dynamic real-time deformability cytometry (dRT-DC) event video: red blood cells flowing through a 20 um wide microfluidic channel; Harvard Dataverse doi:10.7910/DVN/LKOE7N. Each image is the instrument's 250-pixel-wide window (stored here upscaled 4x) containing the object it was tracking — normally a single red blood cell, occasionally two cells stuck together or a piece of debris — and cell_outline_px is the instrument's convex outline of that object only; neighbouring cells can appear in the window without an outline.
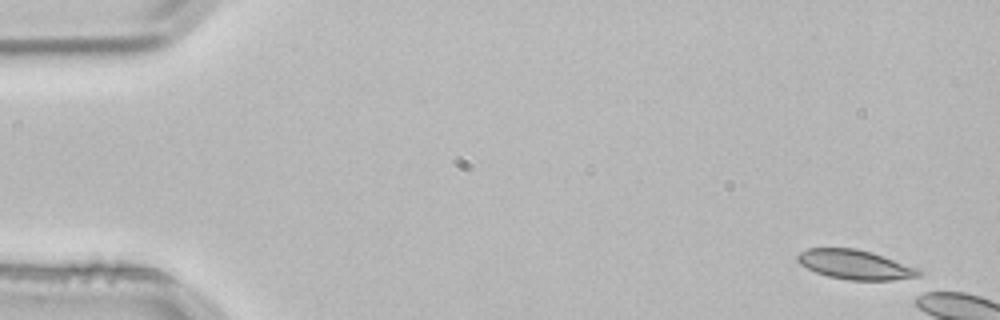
{"species": "common noctule bat (a hibernating species)", "species_latin": "Nyctalus noctula", "temperature_condition": "room temperature", "stored_images_in_passage": 5, "camera_frame_rate_fps": 3000, "um_per_image_px": 0.085, "animal": {"sex": "male", "body_mass_g": 21.5, "forearm_length_mm": 52.0}, "frame": {"image": 1, "passage_image": 1, "time_ms": 0.0, "image_size_px": [1000, 320], "cell_outline_px": [[920, 280], [848, 280], [828, 276], [816, 272], [800, 264], [796, 260], [796, 256], [800, 252], [808, 248], [856, 248], [872, 252], [916, 268], [920, 272]], "centroid_in_image_um": [72.72, 22.51], "position_along_channel_um": 12.3, "area_um2": 20.98}}